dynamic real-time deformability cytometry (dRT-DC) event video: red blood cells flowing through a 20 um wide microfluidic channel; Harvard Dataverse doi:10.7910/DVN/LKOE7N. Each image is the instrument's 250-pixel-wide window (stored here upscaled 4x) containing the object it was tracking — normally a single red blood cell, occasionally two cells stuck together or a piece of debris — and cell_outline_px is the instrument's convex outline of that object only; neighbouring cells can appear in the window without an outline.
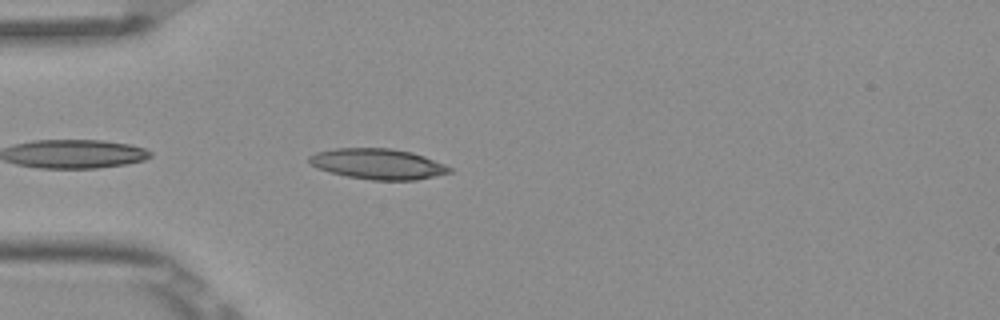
{"species": "Egyptian fruit bat (a non-hibernating species)", "species_latin": "Rousettus aegyptiacus", "temperature_condition": "room temperature", "stored_images_in_passage": 4, "camera_frame_rate_fps": 3000, "um_per_image_px": 0.085, "frame": {"image": 1, "passage_image": 4, "time_ms": 1.0, "image_size_px": [1000, 320], "cell_outline_px": [[452, 172], [416, 180], [372, 180], [348, 176], [328, 172], [316, 168], [308, 160], [308, 156], [316, 152], [336, 148], [392, 148], [412, 152], [424, 156], [444, 164], [452, 168]], "centroid_in_image_um": [32.11, 13.93], "position_along_channel_um": 52.9, "area_um2": 25.03}}